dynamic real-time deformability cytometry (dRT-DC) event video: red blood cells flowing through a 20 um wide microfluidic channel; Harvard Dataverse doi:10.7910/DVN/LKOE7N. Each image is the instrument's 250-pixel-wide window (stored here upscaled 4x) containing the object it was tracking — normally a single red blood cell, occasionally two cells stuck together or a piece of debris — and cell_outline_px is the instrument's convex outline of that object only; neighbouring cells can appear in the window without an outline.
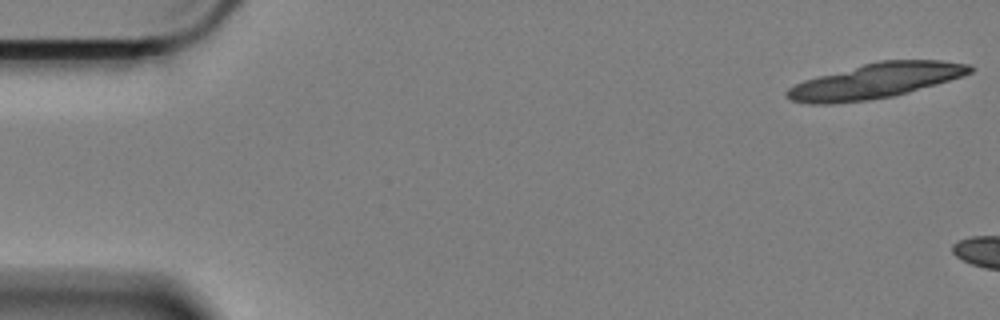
{"species": "Egyptian fruit bat (a non-hibernating species)", "species_latin": "Rousettus aegyptiacus", "temperature_condition": "cold", "stored_images_in_passage": 6, "camera_frame_rate_fps": 3000, "um_per_image_px": 0.085, "animal": {"sex": "female"}, "frame": {"image": 1, "passage_image": 1, "time_ms": 0.0, "image_size_px": [1000, 320], "cell_outline_px": [[976, 68], [972, 72], [964, 76], [908, 92], [892, 96], [868, 100], [832, 104], [808, 104], [792, 100], [784, 96], [784, 92], [788, 88], [804, 80], [816, 76], [880, 60], [940, 60], [968, 64]], "centroid_in_image_um": [74.41, 6.88], "position_along_channel_um": 10.6, "area_um2": 37.28}}